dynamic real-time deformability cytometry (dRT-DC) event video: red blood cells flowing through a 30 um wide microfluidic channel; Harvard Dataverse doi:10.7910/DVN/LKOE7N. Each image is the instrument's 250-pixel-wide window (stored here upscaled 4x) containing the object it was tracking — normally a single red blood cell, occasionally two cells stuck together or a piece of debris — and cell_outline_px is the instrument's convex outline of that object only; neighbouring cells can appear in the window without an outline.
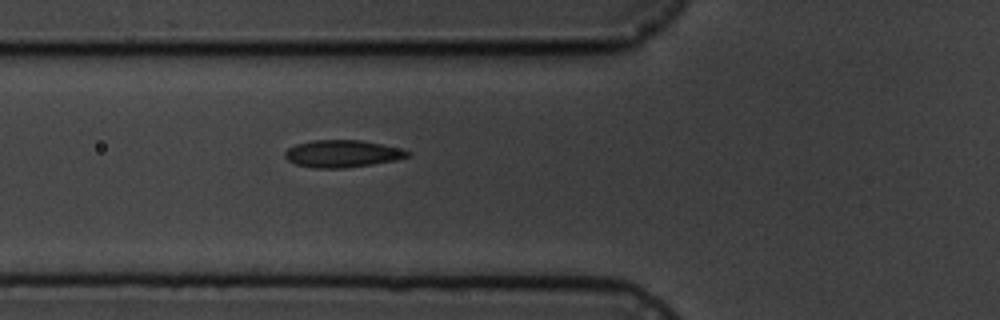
{"species": "common noctule bat (a hibernating species)", "species_latin": "Nyctalus noctula", "temperature_condition": "cold", "stored_images_in_passage": 3, "camera_frame_rate_fps": 3000, "um_per_image_px": 0.085, "animal": {"sex": "male", "body_mass_g": 19.5, "forearm_length_mm": 54.6}, "frame": {"image": 1, "passage_image": 3, "time_ms": 2.333, "image_size_px": [1000, 320], "cell_outline_px": [[412, 152], [408, 156], [396, 160], [372, 164], [344, 168], [312, 168], [296, 164], [288, 160], [284, 156], [284, 152], [288, 148], [296, 144], [312, 140], [360, 140], [400, 148]], "centroid_in_image_um": [29.07, 13.06], "position_along_channel_um": 96.7, "area_um2": 19.42}}